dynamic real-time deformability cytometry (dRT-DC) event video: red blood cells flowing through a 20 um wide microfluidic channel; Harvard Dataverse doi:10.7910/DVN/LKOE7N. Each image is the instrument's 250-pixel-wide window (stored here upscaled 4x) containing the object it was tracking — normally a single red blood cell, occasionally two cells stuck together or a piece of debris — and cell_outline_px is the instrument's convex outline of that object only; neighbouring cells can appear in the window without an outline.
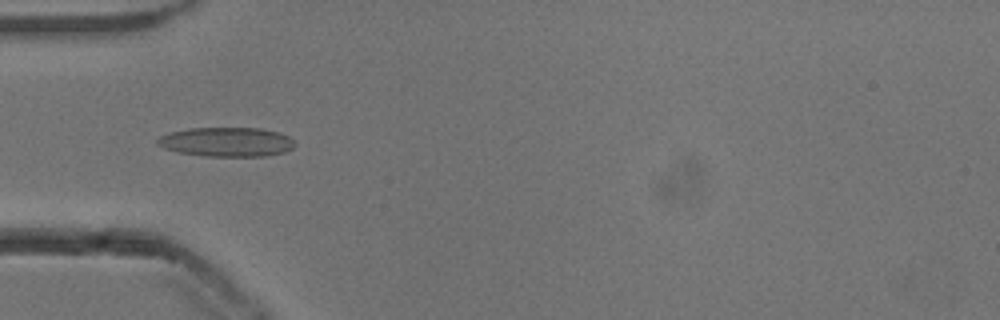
{"species": "common noctule bat (a hibernating species)", "species_latin": "Nyctalus noctula", "temperature_condition": "cold", "stored_images_in_passage": 26, "camera_frame_rate_fps": 3000, "um_per_image_px": 0.085, "animal": {"sex": "male", "body_mass_g": 13.3}, "frame": {"image": 1, "passage_image": 5, "time_ms": 1.333, "image_size_px": [1000, 320], "cell_outline_px": [[296, 144], [292, 148], [284, 152], [264, 156], [204, 156], [176, 152], [164, 148], [156, 144], [156, 140], [160, 136], [168, 132], [188, 128], [260, 128], [280, 132], [288, 136]], "centroid_in_image_um": [19.23, 12.06], "position_along_channel_um": 65.8, "area_um2": 23.64}}
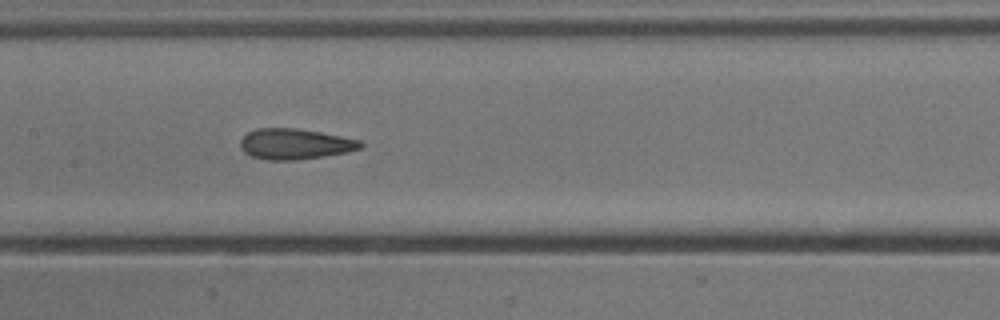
{"frame": {"image": 2, "passage_image": 14, "time_ms": 4.333, "image_size_px": [1000, 320], "cell_outline_px": [[364, 144], [360, 148], [348, 152], [324, 156], [296, 160], [268, 160], [252, 156], [244, 152], [240, 148], [240, 140], [248, 132], [256, 128], [296, 128], [320, 132], [360, 140]], "centroid_in_image_um": [25.05, 12.24], "position_along_channel_um": 182.3, "area_um2": 21.44}}
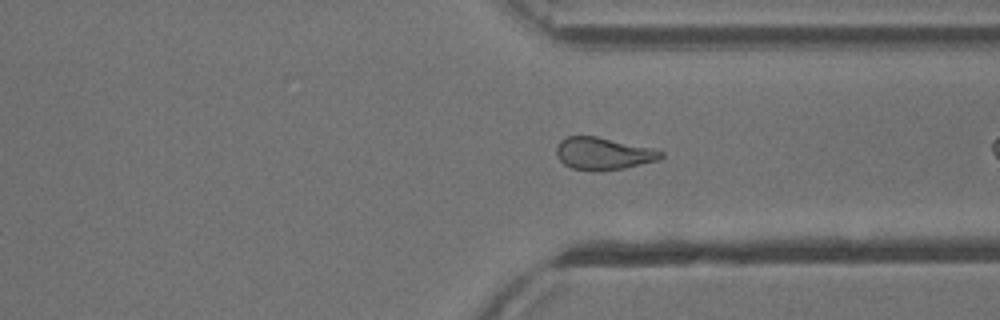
{"frame": {"image": 3, "passage_image": 25, "time_ms": 8.0, "image_size_px": [1000, 320], "cell_outline_px": [[664, 156], [656, 160], [624, 168], [572, 168], [564, 164], [556, 156], [556, 148], [560, 140], [568, 136], [596, 136], [652, 148], [664, 152]], "centroid_in_image_um": [51.26, 13.0], "position_along_channel_um": 360.1, "area_um2": 18.9}}